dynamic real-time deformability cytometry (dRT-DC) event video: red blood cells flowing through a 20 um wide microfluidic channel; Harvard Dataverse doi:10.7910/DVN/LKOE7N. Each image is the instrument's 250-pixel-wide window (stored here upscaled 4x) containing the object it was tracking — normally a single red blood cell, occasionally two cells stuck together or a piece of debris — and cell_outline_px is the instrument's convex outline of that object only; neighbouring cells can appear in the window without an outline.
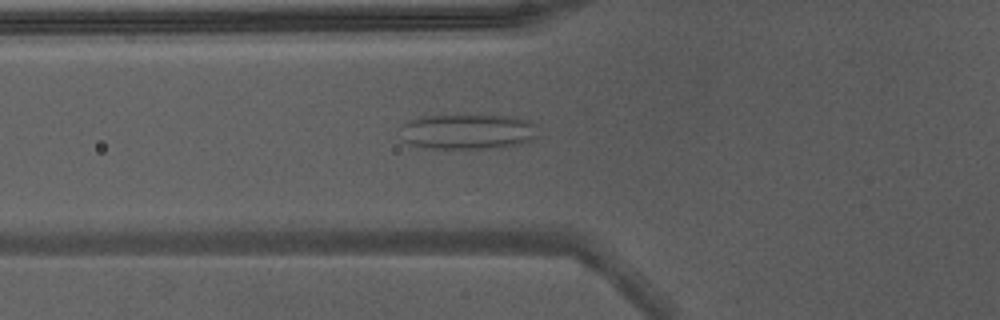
{"species": "Egyptian fruit bat (a non-hibernating species)", "species_latin": "Rousettus aegyptiacus", "temperature_condition": "warm", "stored_images_in_passage": 15, "camera_frame_rate_fps": 3000, "um_per_image_px": 0.085, "animal": {"sex": "male"}, "frame": {"image": 1, "passage_image": 3, "time_ms": 0.667, "image_size_px": [1000, 320], "cell_outline_px": [[536, 136], [532, 140], [520, 144], [500, 148], [432, 148], [412, 144], [404, 140], [400, 128], [404, 124], [420, 116], [516, 116], [528, 120], [536, 124]], "centroid_in_image_um": [39.82, 11.19], "position_along_channel_um": 86.0, "area_um2": 28.03}}
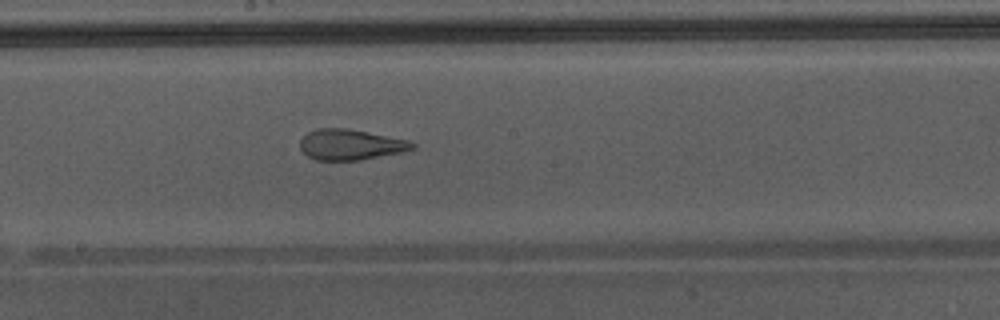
{"frame": {"image": 2, "passage_image": 12, "time_ms": 3.667, "image_size_px": [1000, 320], "cell_outline_px": [[416, 148], [400, 152], [360, 160], [316, 160], [308, 156], [300, 148], [300, 140], [308, 132], [316, 128], [344, 128], [408, 140], [416, 144]], "centroid_in_image_um": [29.77, 12.29], "position_along_channel_um": 218.4, "area_um2": 19.77}}